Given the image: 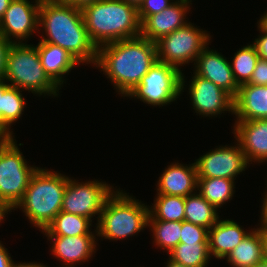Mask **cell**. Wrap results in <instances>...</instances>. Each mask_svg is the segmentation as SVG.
Returning a JSON list of instances; mask_svg holds the SVG:
<instances>
[{"label":"cell","instance_id":"obj_1","mask_svg":"<svg viewBox=\"0 0 267 267\" xmlns=\"http://www.w3.org/2000/svg\"><path fill=\"white\" fill-rule=\"evenodd\" d=\"M38 27L43 34L40 42L61 47L82 65L95 66L98 49L90 40L81 9L59 0H41Z\"/></svg>","mask_w":267,"mask_h":267},{"label":"cell","instance_id":"obj_2","mask_svg":"<svg viewBox=\"0 0 267 267\" xmlns=\"http://www.w3.org/2000/svg\"><path fill=\"white\" fill-rule=\"evenodd\" d=\"M157 61L156 43L138 36L99 47L94 68L105 74L119 96L126 97Z\"/></svg>","mask_w":267,"mask_h":267},{"label":"cell","instance_id":"obj_3","mask_svg":"<svg viewBox=\"0 0 267 267\" xmlns=\"http://www.w3.org/2000/svg\"><path fill=\"white\" fill-rule=\"evenodd\" d=\"M90 40L97 47L140 36L137 7L122 0H98L82 9Z\"/></svg>","mask_w":267,"mask_h":267},{"label":"cell","instance_id":"obj_4","mask_svg":"<svg viewBox=\"0 0 267 267\" xmlns=\"http://www.w3.org/2000/svg\"><path fill=\"white\" fill-rule=\"evenodd\" d=\"M58 171L39 166L32 175L21 201L12 210H22L26 219L39 231L54 220L61 211L68 178Z\"/></svg>","mask_w":267,"mask_h":267},{"label":"cell","instance_id":"obj_5","mask_svg":"<svg viewBox=\"0 0 267 267\" xmlns=\"http://www.w3.org/2000/svg\"><path fill=\"white\" fill-rule=\"evenodd\" d=\"M124 191V192H123ZM129 195L125 189H115L106 199L98 222L97 238L111 241L129 240L148 228L149 205Z\"/></svg>","mask_w":267,"mask_h":267},{"label":"cell","instance_id":"obj_6","mask_svg":"<svg viewBox=\"0 0 267 267\" xmlns=\"http://www.w3.org/2000/svg\"><path fill=\"white\" fill-rule=\"evenodd\" d=\"M4 80L13 87L43 98L59 97L61 88L45 72L36 45L12 43L7 55Z\"/></svg>","mask_w":267,"mask_h":267},{"label":"cell","instance_id":"obj_7","mask_svg":"<svg viewBox=\"0 0 267 267\" xmlns=\"http://www.w3.org/2000/svg\"><path fill=\"white\" fill-rule=\"evenodd\" d=\"M18 146L15 137L0 141V206L10 215L21 201L32 175L39 167L31 165ZM30 164V165H29Z\"/></svg>","mask_w":267,"mask_h":267},{"label":"cell","instance_id":"obj_8","mask_svg":"<svg viewBox=\"0 0 267 267\" xmlns=\"http://www.w3.org/2000/svg\"><path fill=\"white\" fill-rule=\"evenodd\" d=\"M188 22L169 35L156 41L157 60L172 66L180 71L182 66L193 65L198 55L210 44L212 35L207 30Z\"/></svg>","mask_w":267,"mask_h":267},{"label":"cell","instance_id":"obj_9","mask_svg":"<svg viewBox=\"0 0 267 267\" xmlns=\"http://www.w3.org/2000/svg\"><path fill=\"white\" fill-rule=\"evenodd\" d=\"M181 75L182 71L175 66L157 61L126 98L138 99L156 108L171 105L182 95Z\"/></svg>","mask_w":267,"mask_h":267},{"label":"cell","instance_id":"obj_10","mask_svg":"<svg viewBox=\"0 0 267 267\" xmlns=\"http://www.w3.org/2000/svg\"><path fill=\"white\" fill-rule=\"evenodd\" d=\"M116 187L102 180H85V182L68 178L63 196L61 211L83 216L98 222L106 199ZM97 215V216H96ZM95 217V218H94Z\"/></svg>","mask_w":267,"mask_h":267},{"label":"cell","instance_id":"obj_11","mask_svg":"<svg viewBox=\"0 0 267 267\" xmlns=\"http://www.w3.org/2000/svg\"><path fill=\"white\" fill-rule=\"evenodd\" d=\"M191 75L192 79L190 78L189 83H187V78L182 72L181 94L185 91L188 92L187 95H190L189 99L191 101L189 103H191V108L197 116L201 115V117H209L210 119V117H219L222 113L223 115L227 114V112L233 115L234 98L229 93L194 72L193 74L191 72Z\"/></svg>","mask_w":267,"mask_h":267},{"label":"cell","instance_id":"obj_12","mask_svg":"<svg viewBox=\"0 0 267 267\" xmlns=\"http://www.w3.org/2000/svg\"><path fill=\"white\" fill-rule=\"evenodd\" d=\"M233 144L219 145L194 160L197 177L237 180L236 177L240 173L244 174L243 171L248 169L250 164L239 142L235 139Z\"/></svg>","mask_w":267,"mask_h":267},{"label":"cell","instance_id":"obj_13","mask_svg":"<svg viewBox=\"0 0 267 267\" xmlns=\"http://www.w3.org/2000/svg\"><path fill=\"white\" fill-rule=\"evenodd\" d=\"M40 2L41 0H12L0 19V35L12 43H21L27 42L36 32L39 33Z\"/></svg>","mask_w":267,"mask_h":267},{"label":"cell","instance_id":"obj_14","mask_svg":"<svg viewBox=\"0 0 267 267\" xmlns=\"http://www.w3.org/2000/svg\"><path fill=\"white\" fill-rule=\"evenodd\" d=\"M192 0H175L163 11L146 17L140 23V36L156 42L165 35L184 27L189 21ZM188 19V20H187Z\"/></svg>","mask_w":267,"mask_h":267},{"label":"cell","instance_id":"obj_15","mask_svg":"<svg viewBox=\"0 0 267 267\" xmlns=\"http://www.w3.org/2000/svg\"><path fill=\"white\" fill-rule=\"evenodd\" d=\"M45 237L50 241L51 254L61 262L60 267L83 265L92 260L97 251V235Z\"/></svg>","mask_w":267,"mask_h":267},{"label":"cell","instance_id":"obj_16","mask_svg":"<svg viewBox=\"0 0 267 267\" xmlns=\"http://www.w3.org/2000/svg\"><path fill=\"white\" fill-rule=\"evenodd\" d=\"M227 59L218 50L207 46L196 58L192 71L196 75L210 80L234 98L240 86L234 78L231 63Z\"/></svg>","mask_w":267,"mask_h":267},{"label":"cell","instance_id":"obj_17","mask_svg":"<svg viewBox=\"0 0 267 267\" xmlns=\"http://www.w3.org/2000/svg\"><path fill=\"white\" fill-rule=\"evenodd\" d=\"M234 138L239 142L247 162L251 165L267 162V119L235 121Z\"/></svg>","mask_w":267,"mask_h":267},{"label":"cell","instance_id":"obj_18","mask_svg":"<svg viewBox=\"0 0 267 267\" xmlns=\"http://www.w3.org/2000/svg\"><path fill=\"white\" fill-rule=\"evenodd\" d=\"M160 173L156 194L186 197L197 191V172L194 163L172 162Z\"/></svg>","mask_w":267,"mask_h":267},{"label":"cell","instance_id":"obj_19","mask_svg":"<svg viewBox=\"0 0 267 267\" xmlns=\"http://www.w3.org/2000/svg\"><path fill=\"white\" fill-rule=\"evenodd\" d=\"M248 230L232 219H219L210 229L208 237L211 258L222 260L253 230Z\"/></svg>","mask_w":267,"mask_h":267},{"label":"cell","instance_id":"obj_20","mask_svg":"<svg viewBox=\"0 0 267 267\" xmlns=\"http://www.w3.org/2000/svg\"><path fill=\"white\" fill-rule=\"evenodd\" d=\"M234 120L267 119V86L240 85L234 97Z\"/></svg>","mask_w":267,"mask_h":267},{"label":"cell","instance_id":"obj_21","mask_svg":"<svg viewBox=\"0 0 267 267\" xmlns=\"http://www.w3.org/2000/svg\"><path fill=\"white\" fill-rule=\"evenodd\" d=\"M36 46L45 72L62 89L67 82L65 75H69L80 63L57 45L39 41Z\"/></svg>","mask_w":267,"mask_h":267},{"label":"cell","instance_id":"obj_22","mask_svg":"<svg viewBox=\"0 0 267 267\" xmlns=\"http://www.w3.org/2000/svg\"><path fill=\"white\" fill-rule=\"evenodd\" d=\"M93 223L95 222L89 218L60 211L41 233L45 236L97 235L96 225Z\"/></svg>","mask_w":267,"mask_h":267},{"label":"cell","instance_id":"obj_23","mask_svg":"<svg viewBox=\"0 0 267 267\" xmlns=\"http://www.w3.org/2000/svg\"><path fill=\"white\" fill-rule=\"evenodd\" d=\"M263 259V241L255 226L225 258L231 267H253Z\"/></svg>","mask_w":267,"mask_h":267},{"label":"cell","instance_id":"obj_24","mask_svg":"<svg viewBox=\"0 0 267 267\" xmlns=\"http://www.w3.org/2000/svg\"><path fill=\"white\" fill-rule=\"evenodd\" d=\"M235 183V180L220 177H197V191L210 204L220 210L235 196Z\"/></svg>","mask_w":267,"mask_h":267},{"label":"cell","instance_id":"obj_25","mask_svg":"<svg viewBox=\"0 0 267 267\" xmlns=\"http://www.w3.org/2000/svg\"><path fill=\"white\" fill-rule=\"evenodd\" d=\"M218 209L198 191L185 197L184 221L210 229L221 217Z\"/></svg>","mask_w":267,"mask_h":267},{"label":"cell","instance_id":"obj_26","mask_svg":"<svg viewBox=\"0 0 267 267\" xmlns=\"http://www.w3.org/2000/svg\"><path fill=\"white\" fill-rule=\"evenodd\" d=\"M23 91L17 87L9 86L3 92V136L15 137L12 125L24 114L27 102Z\"/></svg>","mask_w":267,"mask_h":267},{"label":"cell","instance_id":"obj_27","mask_svg":"<svg viewBox=\"0 0 267 267\" xmlns=\"http://www.w3.org/2000/svg\"><path fill=\"white\" fill-rule=\"evenodd\" d=\"M185 197L155 194L148 220L184 221Z\"/></svg>","mask_w":267,"mask_h":267},{"label":"cell","instance_id":"obj_28","mask_svg":"<svg viewBox=\"0 0 267 267\" xmlns=\"http://www.w3.org/2000/svg\"><path fill=\"white\" fill-rule=\"evenodd\" d=\"M153 245L168 254L180 241L182 221L148 220Z\"/></svg>","mask_w":267,"mask_h":267},{"label":"cell","instance_id":"obj_29","mask_svg":"<svg viewBox=\"0 0 267 267\" xmlns=\"http://www.w3.org/2000/svg\"><path fill=\"white\" fill-rule=\"evenodd\" d=\"M168 255L186 267H207L211 263L208 243H179Z\"/></svg>","mask_w":267,"mask_h":267},{"label":"cell","instance_id":"obj_30","mask_svg":"<svg viewBox=\"0 0 267 267\" xmlns=\"http://www.w3.org/2000/svg\"><path fill=\"white\" fill-rule=\"evenodd\" d=\"M231 59V68L237 84L240 86L248 83L259 59L255 46L250 43L243 47L241 46Z\"/></svg>","mask_w":267,"mask_h":267},{"label":"cell","instance_id":"obj_31","mask_svg":"<svg viewBox=\"0 0 267 267\" xmlns=\"http://www.w3.org/2000/svg\"><path fill=\"white\" fill-rule=\"evenodd\" d=\"M209 229L182 221L179 243H208Z\"/></svg>","mask_w":267,"mask_h":267},{"label":"cell","instance_id":"obj_32","mask_svg":"<svg viewBox=\"0 0 267 267\" xmlns=\"http://www.w3.org/2000/svg\"><path fill=\"white\" fill-rule=\"evenodd\" d=\"M174 1L175 0H144L137 8L140 23L146 17L163 11Z\"/></svg>","mask_w":267,"mask_h":267},{"label":"cell","instance_id":"obj_33","mask_svg":"<svg viewBox=\"0 0 267 267\" xmlns=\"http://www.w3.org/2000/svg\"><path fill=\"white\" fill-rule=\"evenodd\" d=\"M247 84L267 86V60L259 58Z\"/></svg>","mask_w":267,"mask_h":267},{"label":"cell","instance_id":"obj_34","mask_svg":"<svg viewBox=\"0 0 267 267\" xmlns=\"http://www.w3.org/2000/svg\"><path fill=\"white\" fill-rule=\"evenodd\" d=\"M257 28L259 35L252 44L255 46L259 58L267 60V32L263 31L258 25Z\"/></svg>","mask_w":267,"mask_h":267},{"label":"cell","instance_id":"obj_35","mask_svg":"<svg viewBox=\"0 0 267 267\" xmlns=\"http://www.w3.org/2000/svg\"><path fill=\"white\" fill-rule=\"evenodd\" d=\"M12 42L0 35V80H4L6 71L7 55Z\"/></svg>","mask_w":267,"mask_h":267},{"label":"cell","instance_id":"obj_36","mask_svg":"<svg viewBox=\"0 0 267 267\" xmlns=\"http://www.w3.org/2000/svg\"><path fill=\"white\" fill-rule=\"evenodd\" d=\"M13 256L9 253L8 249L0 240V267H11L13 263Z\"/></svg>","mask_w":267,"mask_h":267},{"label":"cell","instance_id":"obj_37","mask_svg":"<svg viewBox=\"0 0 267 267\" xmlns=\"http://www.w3.org/2000/svg\"><path fill=\"white\" fill-rule=\"evenodd\" d=\"M258 225H255L263 241V256L267 259V225L260 219Z\"/></svg>","mask_w":267,"mask_h":267},{"label":"cell","instance_id":"obj_38","mask_svg":"<svg viewBox=\"0 0 267 267\" xmlns=\"http://www.w3.org/2000/svg\"><path fill=\"white\" fill-rule=\"evenodd\" d=\"M10 85L5 80H0V133L3 135V92Z\"/></svg>","mask_w":267,"mask_h":267},{"label":"cell","instance_id":"obj_39","mask_svg":"<svg viewBox=\"0 0 267 267\" xmlns=\"http://www.w3.org/2000/svg\"><path fill=\"white\" fill-rule=\"evenodd\" d=\"M59 1L82 10L87 5H90L98 0H59Z\"/></svg>","mask_w":267,"mask_h":267},{"label":"cell","instance_id":"obj_40","mask_svg":"<svg viewBox=\"0 0 267 267\" xmlns=\"http://www.w3.org/2000/svg\"><path fill=\"white\" fill-rule=\"evenodd\" d=\"M11 267H48V265L41 263V262H37V261H27V262H17V261H13ZM50 267V266H49Z\"/></svg>","mask_w":267,"mask_h":267},{"label":"cell","instance_id":"obj_41","mask_svg":"<svg viewBox=\"0 0 267 267\" xmlns=\"http://www.w3.org/2000/svg\"><path fill=\"white\" fill-rule=\"evenodd\" d=\"M261 212L259 218L267 225V197L262 198Z\"/></svg>","mask_w":267,"mask_h":267},{"label":"cell","instance_id":"obj_42","mask_svg":"<svg viewBox=\"0 0 267 267\" xmlns=\"http://www.w3.org/2000/svg\"><path fill=\"white\" fill-rule=\"evenodd\" d=\"M266 11L263 13V15H261L260 19L257 20V23H256L265 32H267V12Z\"/></svg>","mask_w":267,"mask_h":267},{"label":"cell","instance_id":"obj_43","mask_svg":"<svg viewBox=\"0 0 267 267\" xmlns=\"http://www.w3.org/2000/svg\"><path fill=\"white\" fill-rule=\"evenodd\" d=\"M12 0H0V19L4 16Z\"/></svg>","mask_w":267,"mask_h":267},{"label":"cell","instance_id":"obj_44","mask_svg":"<svg viewBox=\"0 0 267 267\" xmlns=\"http://www.w3.org/2000/svg\"><path fill=\"white\" fill-rule=\"evenodd\" d=\"M165 267H186V266H184L183 264L177 263L168 257L165 263Z\"/></svg>","mask_w":267,"mask_h":267},{"label":"cell","instance_id":"obj_45","mask_svg":"<svg viewBox=\"0 0 267 267\" xmlns=\"http://www.w3.org/2000/svg\"><path fill=\"white\" fill-rule=\"evenodd\" d=\"M8 213L0 206V225L4 223V219H7ZM3 221V222H2Z\"/></svg>","mask_w":267,"mask_h":267},{"label":"cell","instance_id":"obj_46","mask_svg":"<svg viewBox=\"0 0 267 267\" xmlns=\"http://www.w3.org/2000/svg\"><path fill=\"white\" fill-rule=\"evenodd\" d=\"M125 1L126 3L132 4L134 6H136L137 8L139 7V5L144 1V0H122Z\"/></svg>","mask_w":267,"mask_h":267},{"label":"cell","instance_id":"obj_47","mask_svg":"<svg viewBox=\"0 0 267 267\" xmlns=\"http://www.w3.org/2000/svg\"><path fill=\"white\" fill-rule=\"evenodd\" d=\"M253 267H267V259H263L260 263H257Z\"/></svg>","mask_w":267,"mask_h":267},{"label":"cell","instance_id":"obj_48","mask_svg":"<svg viewBox=\"0 0 267 267\" xmlns=\"http://www.w3.org/2000/svg\"><path fill=\"white\" fill-rule=\"evenodd\" d=\"M267 182V181H266ZM266 185H267V183H266ZM266 189V191L264 192V195H263V197H267V186L265 187Z\"/></svg>","mask_w":267,"mask_h":267},{"label":"cell","instance_id":"obj_49","mask_svg":"<svg viewBox=\"0 0 267 267\" xmlns=\"http://www.w3.org/2000/svg\"><path fill=\"white\" fill-rule=\"evenodd\" d=\"M4 138V136L0 133V141Z\"/></svg>","mask_w":267,"mask_h":267}]
</instances>
